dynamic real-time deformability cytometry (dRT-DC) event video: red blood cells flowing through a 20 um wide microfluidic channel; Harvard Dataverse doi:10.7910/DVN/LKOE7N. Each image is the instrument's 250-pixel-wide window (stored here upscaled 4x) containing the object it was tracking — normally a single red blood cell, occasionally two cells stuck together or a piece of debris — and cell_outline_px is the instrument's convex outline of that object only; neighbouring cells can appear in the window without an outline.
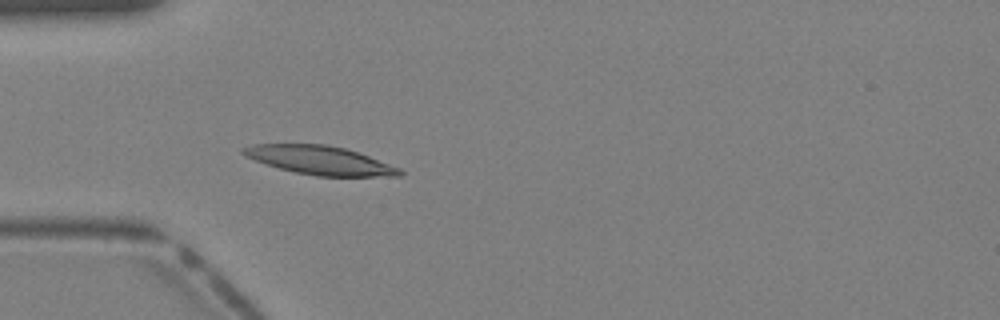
{"species": "Egyptian fruit bat (a non-hibernating species)", "species_latin": "Rousettus aegyptiacus", "temperature_condition": "warm", "stored_images_in_passage": 40, "camera_frame_rate_fps": 3000, "um_per_image_px": 0.085, "animal": {"sex": "female"}, "frame": {"image": 1, "passage_image": 12, "time_ms": 3.667, "image_size_px": [1000, 320], "cell_outline_px": [[404, 176], [316, 176], [296, 172], [264, 164], [244, 156], [240, 152], [240, 148], [252, 144], [328, 144], [344, 148], [368, 156], [400, 168], [404, 172]], "centroid_in_image_um": [27.15, 13.62], "position_along_channel_um": 57.8, "area_um2": 26.13}}
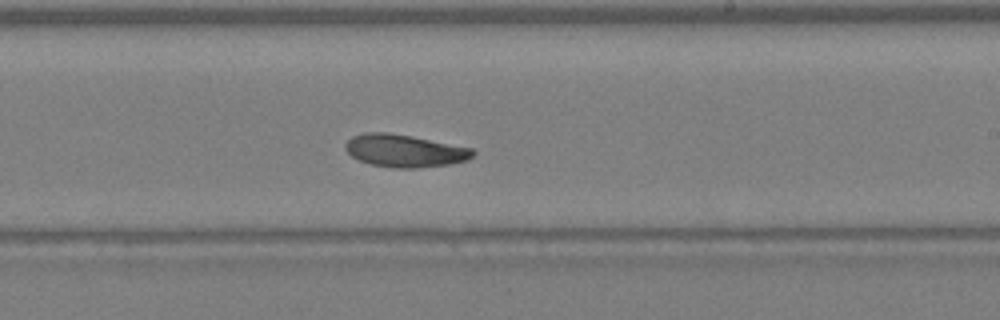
{"frame": {"image": 2, "passage_image": 24, "time_ms": 7.667, "image_size_px": [1000, 320], "cell_outline_px": [[476, 152], [468, 160], [448, 164], [416, 168], [392, 168], [372, 164], [360, 160], [352, 156], [344, 148], [344, 144], [352, 136], [364, 132], [388, 132], [412, 136], [472, 148]], "centroid_in_image_um": [34.38, 12.8], "position_along_channel_um": 254.6, "area_um2": 24.16}}
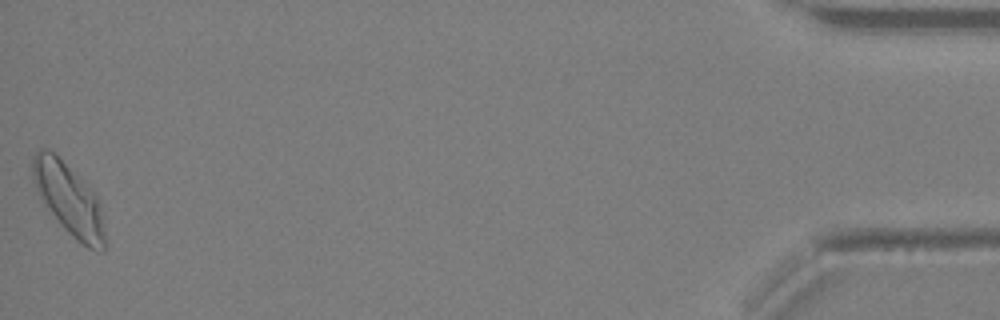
{"frame": {"image": 3, "passage_image": 40, "time_ms": 13.0, "image_size_px": [1000, 320], "cell_outline_px": [[104, 252], [96, 252], [88, 248], [76, 240], [60, 224], [40, 196], [32, 180], [32, 156], [40, 148], [44, 148], [56, 152], [96, 196], [100, 212], [104, 232]], "centroid_in_image_um": [5.82, 16.91], "position_along_channel_um": 429.4, "area_um2": 29.54}}